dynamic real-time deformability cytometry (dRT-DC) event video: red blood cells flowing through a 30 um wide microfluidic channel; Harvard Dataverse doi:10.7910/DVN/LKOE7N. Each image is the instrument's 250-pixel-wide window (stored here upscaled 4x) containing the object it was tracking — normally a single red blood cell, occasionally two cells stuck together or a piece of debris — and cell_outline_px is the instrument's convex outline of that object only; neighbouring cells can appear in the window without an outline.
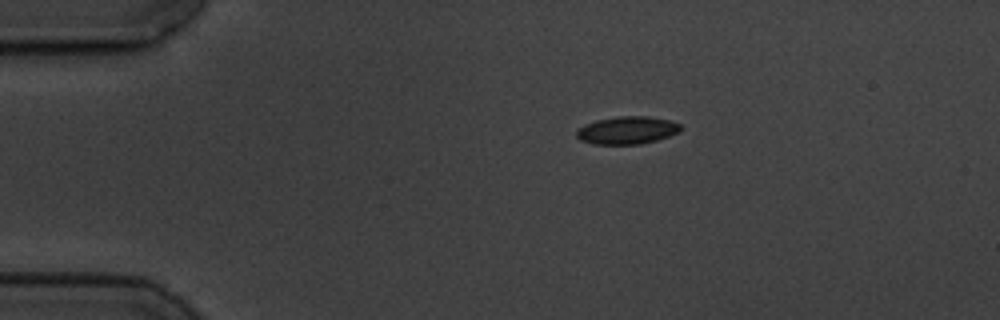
{"species": "common noctule bat (a hibernating species)", "species_latin": "Nyctalus noctula", "temperature_condition": "cold", "stored_images_in_passage": 48, "camera_frame_rate_fps": 3000, "um_per_image_px": 0.085, "animal": {"sex": "male", "body_mass_g": 19.5, "forearm_length_mm": 54.6}, "frame": {"image": 1, "passage_image": 1, "time_ms": 0.0, "image_size_px": [1000, 320], "cell_outline_px": [[680, 128], [676, 132], [668, 136], [656, 140], [640, 144], [592, 144], [580, 140], [576, 136], [576, 132], [584, 124], [596, 120], [620, 116], [648, 116], [668, 120], [680, 124]], "centroid_in_image_um": [53.25, 11.07], "position_along_channel_um": 31.7, "area_um2": 16.59}}
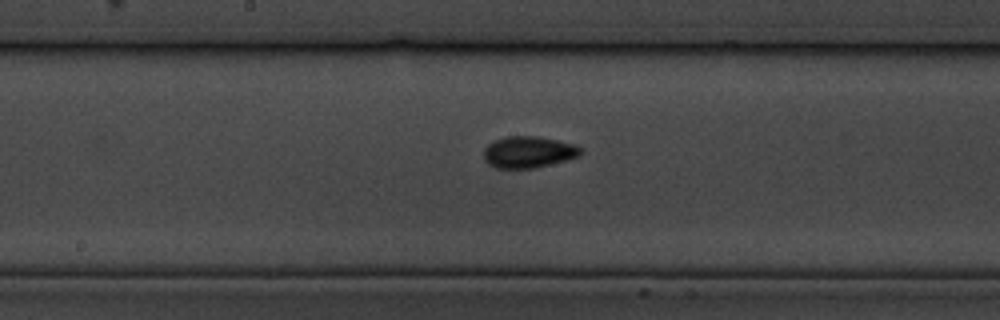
{"frame": {"image": 2, "passage_image": 20, "time_ms": 6.333, "image_size_px": [1000, 320], "cell_outline_px": [[580, 156], [568, 160], [536, 168], [496, 168], [488, 164], [484, 160], [484, 148], [488, 144], [496, 140], [508, 136], [536, 136], [556, 140], [572, 144], [580, 148]], "centroid_in_image_um": [44.89, 12.94], "position_along_channel_um": 203.3, "area_um2": 17.74}}
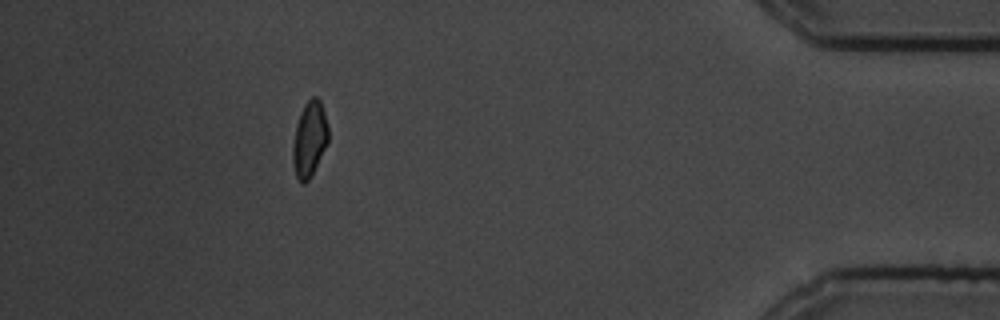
{"frame": {"image": 3, "passage_image": 42, "time_ms": 13.667, "image_size_px": [1000, 320], "cell_outline_px": [[328, 140], [312, 176], [304, 184], [300, 184], [296, 176], [292, 164], [292, 148], [296, 124], [300, 112], [304, 104], [312, 96], [316, 96], [320, 100], [324, 112], [328, 128]], "centroid_in_image_um": [26.28, 11.85], "position_along_channel_um": 408.9, "area_um2": 15.72}, "authors_computed_cell_mechanics": {"area_um2": 16.5019, "velocity_mm_per_s": 3.495, "shape_relaxation_time_tau1_ms": 4.6698, "shape_relaxation_time_tau2_ms": 1.1333, "deformation_change_tau1": 0.0906, "deformation_change_tau2": 0.0512}}